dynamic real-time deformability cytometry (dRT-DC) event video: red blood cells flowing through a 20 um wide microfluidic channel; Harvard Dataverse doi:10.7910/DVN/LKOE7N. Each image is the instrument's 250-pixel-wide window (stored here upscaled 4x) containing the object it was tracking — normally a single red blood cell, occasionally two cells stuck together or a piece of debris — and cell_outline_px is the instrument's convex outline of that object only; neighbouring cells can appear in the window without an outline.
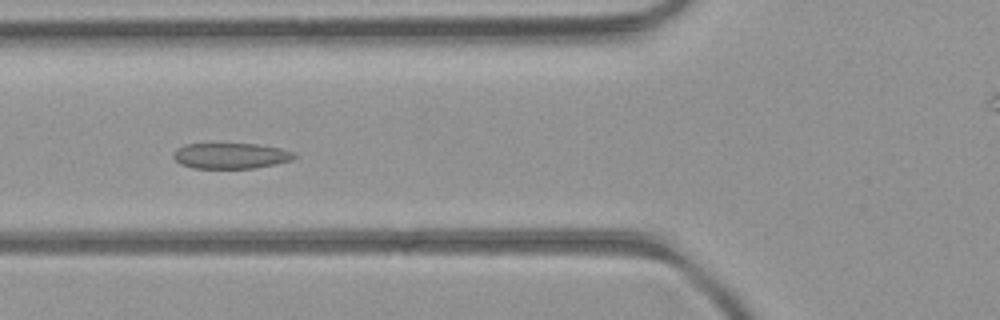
{"species": "common noctule bat (a hibernating species)", "species_latin": "Nyctalus noctula", "temperature_condition": "room temperature", "stored_images_in_passage": 38, "camera_frame_rate_fps": 3000, "um_per_image_px": 0.085, "animal": {"sex": "female", "body_mass_g": 21.9}, "frame": {"image": 1, "passage_image": 17, "time_ms": 5.333, "image_size_px": [1000, 320], "cell_outline_px": [[296, 156], [292, 160], [276, 164], [256, 168], [192, 168], [180, 164], [172, 156], [172, 152], [176, 148], [184, 144], [256, 144], [280, 148], [292, 152]], "centroid_in_image_um": [19.57, 13.24], "position_along_channel_um": 106.2, "area_um2": 18.15}}
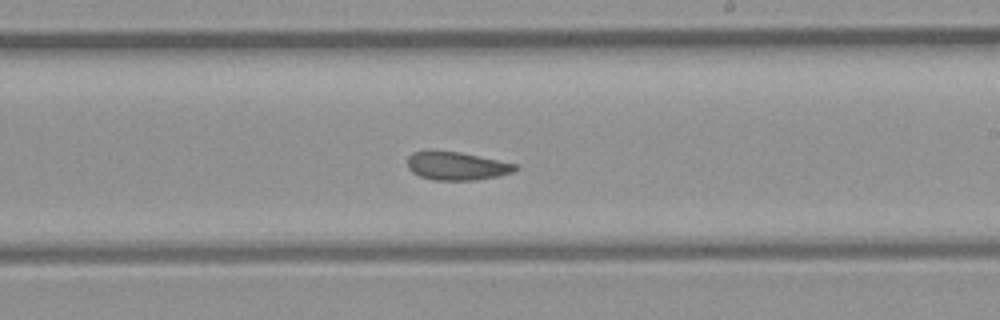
{"frame": {"image": 2, "passage_image": 27, "time_ms": 8.667, "image_size_px": [1000, 320], "cell_outline_px": [[520, 168], [512, 172], [496, 176], [476, 180], [432, 180], [420, 176], [412, 172], [408, 168], [408, 156], [412, 152], [460, 152], [516, 164]], "centroid_in_image_um": [38.82, 14.12], "position_along_channel_um": 250.2, "area_um2": 17.4}}
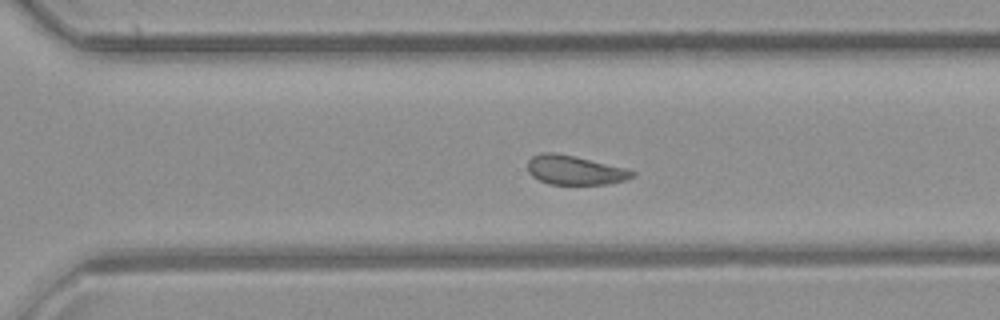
{"frame": {"image": 3, "passage_image": 32, "time_ms": 10.333, "image_size_px": [1000, 320], "cell_outline_px": [[636, 176], [624, 180], [608, 184], [548, 184], [532, 176], [528, 172], [528, 160], [532, 156], [540, 152], [556, 152], [624, 168], [636, 172]], "centroid_in_image_um": [48.82, 14.46], "position_along_channel_um": 321.8, "area_um2": 17.69}, "authors_computed_cell_mechanics": {"area_um2": 19.5942, "velocity_mm_per_s": 4.3072, "shape_relaxation_time_tau1_ms": null, "shape_relaxation_time_tau2_ms": 2.2821, "deformation_change_tau1": null, "deformation_change_tau2": 0.0843}}